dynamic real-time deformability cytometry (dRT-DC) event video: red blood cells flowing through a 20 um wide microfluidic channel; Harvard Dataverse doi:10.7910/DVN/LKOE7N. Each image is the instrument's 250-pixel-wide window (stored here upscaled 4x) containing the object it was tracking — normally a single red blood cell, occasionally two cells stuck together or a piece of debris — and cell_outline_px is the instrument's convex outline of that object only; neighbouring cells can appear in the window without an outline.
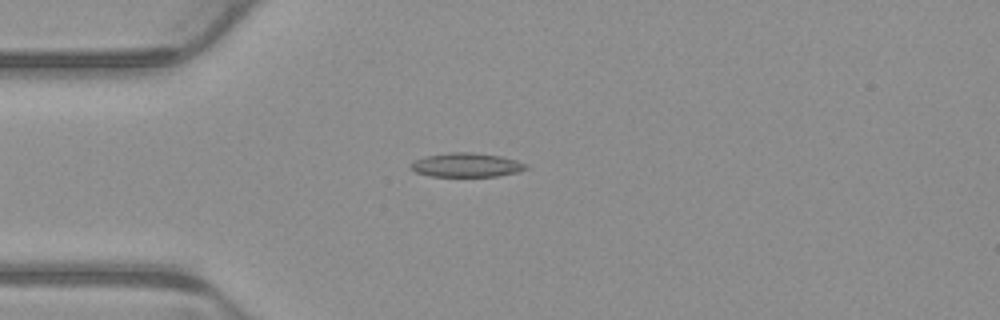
{"species": "common noctule bat (a hibernating species)", "species_latin": "Nyctalus noctula", "temperature_condition": "warm", "stored_images_in_passage": 4, "camera_frame_rate_fps": 3000, "um_per_image_px": 0.085, "animal": {"sex": "male", "body_mass_g": 23.1, "forearm_length_mm": 52.7}, "frame": {"image": 1, "passage_image": 3, "time_ms": 0.667, "image_size_px": [1000, 320], "cell_outline_px": [[528, 168], [520, 172], [496, 176], [432, 176], [416, 172], [408, 168], [416, 160], [424, 156], [452, 152], [472, 152], [500, 156], [516, 160], [528, 164]], "centroid_in_image_um": [39.68, 14.02], "position_along_channel_um": 45.3, "area_um2": 16.13}}